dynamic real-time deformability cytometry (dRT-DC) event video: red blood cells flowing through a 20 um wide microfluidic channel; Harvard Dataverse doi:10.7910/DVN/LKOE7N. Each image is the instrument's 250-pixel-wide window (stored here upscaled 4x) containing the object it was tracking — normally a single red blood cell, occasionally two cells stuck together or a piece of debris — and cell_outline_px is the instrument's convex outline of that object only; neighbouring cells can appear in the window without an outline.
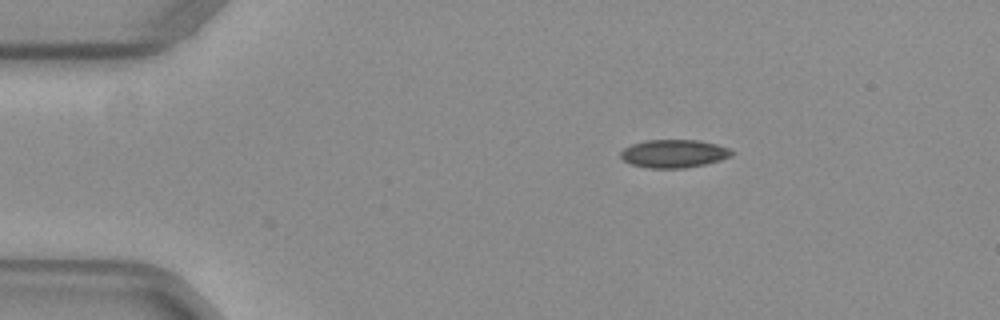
{"species": "common noctule bat (a hibernating species)", "species_latin": "Nyctalus noctula", "temperature_condition": "warm", "stored_images_in_passage": 11, "camera_frame_rate_fps": 3000, "um_per_image_px": 0.085, "animal": {"sex": "female", "body_mass_g": 29.2, "forearm_length_mm": 56.3}, "frame": {"image": 1, "passage_image": 9, "time_ms": 2.667, "image_size_px": [1000, 320], "cell_outline_px": [[736, 152], [732, 156], [720, 160], [704, 164], [684, 168], [648, 168], [632, 164], [624, 160], [620, 156], [620, 152], [624, 148], [632, 144], [644, 140], [700, 140], [716, 144], [728, 148]], "centroid_in_image_um": [57.29, 13.05], "position_along_channel_um": 27.7, "area_um2": 18.21}}